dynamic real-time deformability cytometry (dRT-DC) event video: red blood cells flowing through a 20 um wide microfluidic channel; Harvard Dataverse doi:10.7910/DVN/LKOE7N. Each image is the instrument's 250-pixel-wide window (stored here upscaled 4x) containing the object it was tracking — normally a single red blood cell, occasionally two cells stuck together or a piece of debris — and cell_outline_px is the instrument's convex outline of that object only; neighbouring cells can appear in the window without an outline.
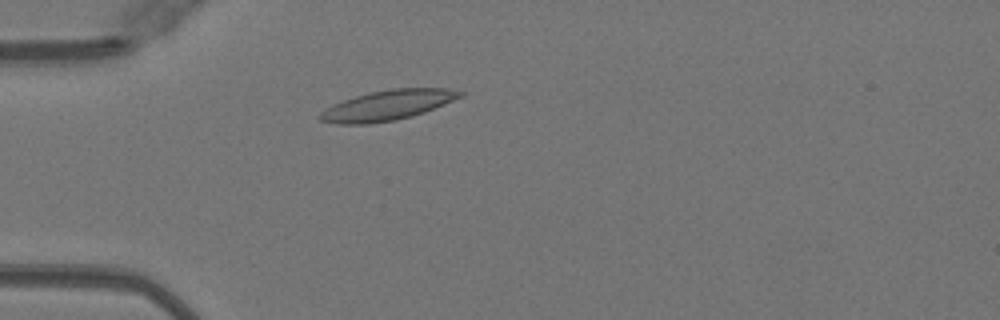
{"species": "Egyptian fruit bat (a non-hibernating species)", "species_latin": "Rousettus aegyptiacus", "temperature_condition": "warm", "stored_images_in_passage": 47, "camera_frame_rate_fps": 3000, "um_per_image_px": 0.085, "animal": {"sex": "female"}, "frame": {"image": 1, "passage_image": 10, "time_ms": 3.0, "image_size_px": [1000, 320], "cell_outline_px": [[464, 96], [424, 112], [412, 116], [396, 120], [368, 124], [336, 124], [320, 120], [316, 116], [324, 108], [332, 104], [356, 96], [372, 92], [392, 88], [448, 88], [464, 92]], "centroid_in_image_um": [32.92, 8.95], "position_along_channel_um": 52.1, "area_um2": 24.62}}
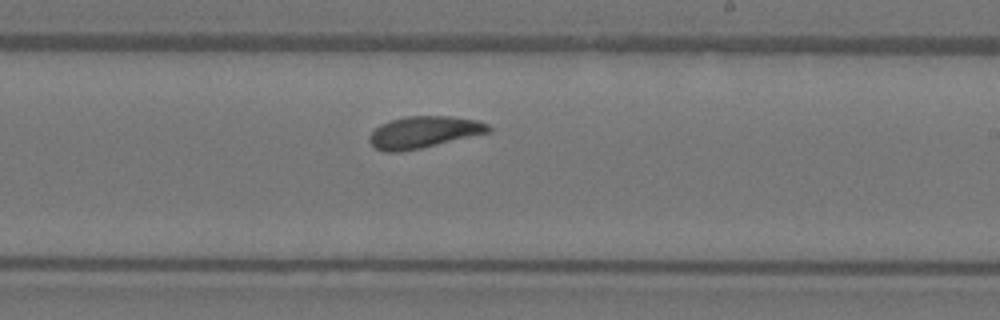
{"frame": {"image": 2, "passage_image": 26, "time_ms": 8.333, "image_size_px": [1000, 320], "cell_outline_px": [[492, 132], [420, 148], [400, 152], [384, 152], [376, 148], [368, 140], [368, 136], [380, 124], [392, 120], [408, 116], [448, 116], [476, 120], [488, 124], [492, 128]], "centroid_in_image_um": [36.03, 11.24], "position_along_channel_um": 253.0, "area_um2": 21.96}}
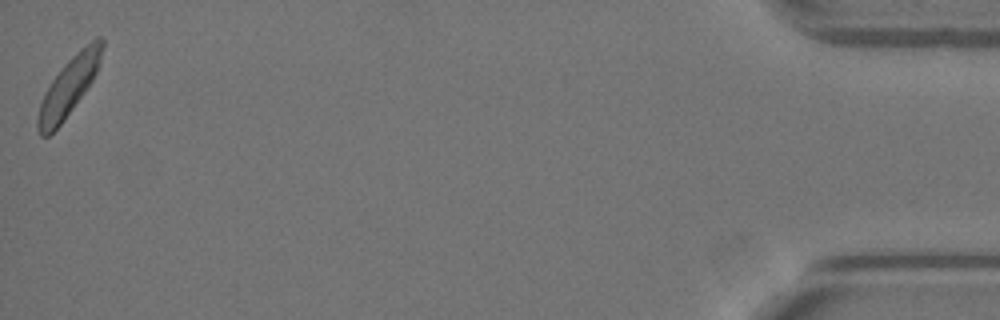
{"frame": {"image": 3, "passage_image": 46, "time_ms": 15.0, "image_size_px": [1000, 320], "cell_outline_px": [[104, 44], [100, 64], [92, 80], [84, 92], [64, 120], [48, 136], [40, 136], [36, 128], [36, 120], [40, 104], [44, 92], [52, 80], [64, 64], [76, 52], [92, 40], [100, 36], [104, 36]], "centroid_in_image_um": [5.84, 7.35], "position_along_channel_um": 429.4, "area_um2": 21.62}}